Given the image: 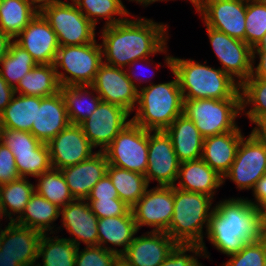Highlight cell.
I'll list each match as a JSON object with an SVG mask.
<instances>
[{"label": "cell", "instance_id": "14", "mask_svg": "<svg viewBox=\"0 0 266 266\" xmlns=\"http://www.w3.org/2000/svg\"><path fill=\"white\" fill-rule=\"evenodd\" d=\"M130 113L124 108L101 101L93 114L81 122L85 136L99 151L106 149L119 134V132L131 122ZM128 119V120H127Z\"/></svg>", "mask_w": 266, "mask_h": 266}, {"label": "cell", "instance_id": "48", "mask_svg": "<svg viewBox=\"0 0 266 266\" xmlns=\"http://www.w3.org/2000/svg\"><path fill=\"white\" fill-rule=\"evenodd\" d=\"M119 198L115 186L110 177L105 174L90 191L86 200Z\"/></svg>", "mask_w": 266, "mask_h": 266}, {"label": "cell", "instance_id": "40", "mask_svg": "<svg viewBox=\"0 0 266 266\" xmlns=\"http://www.w3.org/2000/svg\"><path fill=\"white\" fill-rule=\"evenodd\" d=\"M16 169L20 177H38L52 169L50 151L46 143H42L32 153L13 154Z\"/></svg>", "mask_w": 266, "mask_h": 266}, {"label": "cell", "instance_id": "23", "mask_svg": "<svg viewBox=\"0 0 266 266\" xmlns=\"http://www.w3.org/2000/svg\"><path fill=\"white\" fill-rule=\"evenodd\" d=\"M41 236L42 233L38 230L8 222L4 228L0 250L18 259L20 266H35L38 262V245Z\"/></svg>", "mask_w": 266, "mask_h": 266}, {"label": "cell", "instance_id": "44", "mask_svg": "<svg viewBox=\"0 0 266 266\" xmlns=\"http://www.w3.org/2000/svg\"><path fill=\"white\" fill-rule=\"evenodd\" d=\"M198 257L205 258L200 244L177 243L159 266H203Z\"/></svg>", "mask_w": 266, "mask_h": 266}, {"label": "cell", "instance_id": "25", "mask_svg": "<svg viewBox=\"0 0 266 266\" xmlns=\"http://www.w3.org/2000/svg\"><path fill=\"white\" fill-rule=\"evenodd\" d=\"M243 134L242 131H228L204 138L201 159L223 177L235 160Z\"/></svg>", "mask_w": 266, "mask_h": 266}, {"label": "cell", "instance_id": "31", "mask_svg": "<svg viewBox=\"0 0 266 266\" xmlns=\"http://www.w3.org/2000/svg\"><path fill=\"white\" fill-rule=\"evenodd\" d=\"M43 97L16 94L0 114V127L30 132Z\"/></svg>", "mask_w": 266, "mask_h": 266}, {"label": "cell", "instance_id": "47", "mask_svg": "<svg viewBox=\"0 0 266 266\" xmlns=\"http://www.w3.org/2000/svg\"><path fill=\"white\" fill-rule=\"evenodd\" d=\"M20 178L11 150L0 142V186Z\"/></svg>", "mask_w": 266, "mask_h": 266}, {"label": "cell", "instance_id": "34", "mask_svg": "<svg viewBox=\"0 0 266 266\" xmlns=\"http://www.w3.org/2000/svg\"><path fill=\"white\" fill-rule=\"evenodd\" d=\"M106 174L115 186L119 199L130 208L139 201L149 187L145 175L138 172L108 164Z\"/></svg>", "mask_w": 266, "mask_h": 266}, {"label": "cell", "instance_id": "13", "mask_svg": "<svg viewBox=\"0 0 266 266\" xmlns=\"http://www.w3.org/2000/svg\"><path fill=\"white\" fill-rule=\"evenodd\" d=\"M194 8L205 26L245 42L246 0H199Z\"/></svg>", "mask_w": 266, "mask_h": 266}, {"label": "cell", "instance_id": "41", "mask_svg": "<svg viewBox=\"0 0 266 266\" xmlns=\"http://www.w3.org/2000/svg\"><path fill=\"white\" fill-rule=\"evenodd\" d=\"M245 43L253 48L266 33V2L246 0Z\"/></svg>", "mask_w": 266, "mask_h": 266}, {"label": "cell", "instance_id": "21", "mask_svg": "<svg viewBox=\"0 0 266 266\" xmlns=\"http://www.w3.org/2000/svg\"><path fill=\"white\" fill-rule=\"evenodd\" d=\"M107 166L104 152L98 150L90 158L61 169L74 199H87L93 186L106 174Z\"/></svg>", "mask_w": 266, "mask_h": 266}, {"label": "cell", "instance_id": "51", "mask_svg": "<svg viewBox=\"0 0 266 266\" xmlns=\"http://www.w3.org/2000/svg\"><path fill=\"white\" fill-rule=\"evenodd\" d=\"M257 56L259 62L255 66ZM249 78L266 79V53H253L252 75Z\"/></svg>", "mask_w": 266, "mask_h": 266}, {"label": "cell", "instance_id": "2", "mask_svg": "<svg viewBox=\"0 0 266 266\" xmlns=\"http://www.w3.org/2000/svg\"><path fill=\"white\" fill-rule=\"evenodd\" d=\"M206 234L222 254L238 253L247 243L263 236L262 211L247 197L222 199L214 206Z\"/></svg>", "mask_w": 266, "mask_h": 266}, {"label": "cell", "instance_id": "58", "mask_svg": "<svg viewBox=\"0 0 266 266\" xmlns=\"http://www.w3.org/2000/svg\"><path fill=\"white\" fill-rule=\"evenodd\" d=\"M130 1H135L138 4H141L143 7H147L148 5L155 3V2H160V1H169V0H128ZM172 1V0H171ZM174 1V0H173Z\"/></svg>", "mask_w": 266, "mask_h": 266}, {"label": "cell", "instance_id": "5", "mask_svg": "<svg viewBox=\"0 0 266 266\" xmlns=\"http://www.w3.org/2000/svg\"><path fill=\"white\" fill-rule=\"evenodd\" d=\"M213 202L214 198L209 195L184 191L174 186L173 215L166 232L176 243L200 244L208 259L210 254L203 239L214 210Z\"/></svg>", "mask_w": 266, "mask_h": 266}, {"label": "cell", "instance_id": "43", "mask_svg": "<svg viewBox=\"0 0 266 266\" xmlns=\"http://www.w3.org/2000/svg\"><path fill=\"white\" fill-rule=\"evenodd\" d=\"M0 142L7 146L13 154L32 153L42 142L32 133L0 127Z\"/></svg>", "mask_w": 266, "mask_h": 266}, {"label": "cell", "instance_id": "29", "mask_svg": "<svg viewBox=\"0 0 266 266\" xmlns=\"http://www.w3.org/2000/svg\"><path fill=\"white\" fill-rule=\"evenodd\" d=\"M60 83L53 64H37L19 81L15 94L49 97L60 92Z\"/></svg>", "mask_w": 266, "mask_h": 266}, {"label": "cell", "instance_id": "17", "mask_svg": "<svg viewBox=\"0 0 266 266\" xmlns=\"http://www.w3.org/2000/svg\"><path fill=\"white\" fill-rule=\"evenodd\" d=\"M53 169L61 170L90 158L96 152L80 125L69 124L47 143Z\"/></svg>", "mask_w": 266, "mask_h": 266}, {"label": "cell", "instance_id": "7", "mask_svg": "<svg viewBox=\"0 0 266 266\" xmlns=\"http://www.w3.org/2000/svg\"><path fill=\"white\" fill-rule=\"evenodd\" d=\"M102 63L101 44L94 41L84 45L60 46L53 65L60 86H91ZM59 68L65 71L60 72Z\"/></svg>", "mask_w": 266, "mask_h": 266}, {"label": "cell", "instance_id": "32", "mask_svg": "<svg viewBox=\"0 0 266 266\" xmlns=\"http://www.w3.org/2000/svg\"><path fill=\"white\" fill-rule=\"evenodd\" d=\"M34 192L35 185L27 178L23 177L8 184L1 185L0 210L3 218L5 217V219H9L10 222H15L22 215ZM12 215L14 217H12Z\"/></svg>", "mask_w": 266, "mask_h": 266}, {"label": "cell", "instance_id": "16", "mask_svg": "<svg viewBox=\"0 0 266 266\" xmlns=\"http://www.w3.org/2000/svg\"><path fill=\"white\" fill-rule=\"evenodd\" d=\"M104 102L118 105L130 114L138 102V89L128 78L125 69L102 63L91 85Z\"/></svg>", "mask_w": 266, "mask_h": 266}, {"label": "cell", "instance_id": "53", "mask_svg": "<svg viewBox=\"0 0 266 266\" xmlns=\"http://www.w3.org/2000/svg\"><path fill=\"white\" fill-rule=\"evenodd\" d=\"M251 134L259 141L266 144V115L259 116L254 122Z\"/></svg>", "mask_w": 266, "mask_h": 266}, {"label": "cell", "instance_id": "10", "mask_svg": "<svg viewBox=\"0 0 266 266\" xmlns=\"http://www.w3.org/2000/svg\"><path fill=\"white\" fill-rule=\"evenodd\" d=\"M266 175V144L251 133L239 143L235 160L223 176V183L230 179L238 190H253L257 181Z\"/></svg>", "mask_w": 266, "mask_h": 266}, {"label": "cell", "instance_id": "52", "mask_svg": "<svg viewBox=\"0 0 266 266\" xmlns=\"http://www.w3.org/2000/svg\"><path fill=\"white\" fill-rule=\"evenodd\" d=\"M146 62V65H147V63H148V66H149V64H150V61H152L153 62V60L152 59H149V58H145V59H138V60H135V61H133V62H131L129 65H128V67L127 68H125L126 70V73H127V76H128V78L131 80V82L135 85V87L137 88V89H140V86H139V84L141 85V83L140 82H142V83H147V81L149 82V80L150 79H148L147 80V78L146 79H144L143 77H142V75H141V78L139 77V79L137 78L138 77V75L136 74V71H134V69H135V67L134 66H136L137 64L139 65V63H143V62ZM132 67V68H131ZM136 70V69H135ZM143 74V73H142ZM154 74V73H153ZM149 78V77H148ZM152 78H153V76H152ZM142 79V80H141ZM135 81H137V82H139L138 84L136 83L135 84ZM138 85V86H137ZM139 87V88H138Z\"/></svg>", "mask_w": 266, "mask_h": 266}, {"label": "cell", "instance_id": "54", "mask_svg": "<svg viewBox=\"0 0 266 266\" xmlns=\"http://www.w3.org/2000/svg\"><path fill=\"white\" fill-rule=\"evenodd\" d=\"M13 41L10 36L0 30V60L9 52L10 45Z\"/></svg>", "mask_w": 266, "mask_h": 266}, {"label": "cell", "instance_id": "36", "mask_svg": "<svg viewBox=\"0 0 266 266\" xmlns=\"http://www.w3.org/2000/svg\"><path fill=\"white\" fill-rule=\"evenodd\" d=\"M73 2L94 26H97L101 19L106 20L103 27L112 26L125 21L131 14L122 0H73Z\"/></svg>", "mask_w": 266, "mask_h": 266}, {"label": "cell", "instance_id": "22", "mask_svg": "<svg viewBox=\"0 0 266 266\" xmlns=\"http://www.w3.org/2000/svg\"><path fill=\"white\" fill-rule=\"evenodd\" d=\"M70 124L64 99L60 92L43 97L37 104L36 121L30 133L42 143H48Z\"/></svg>", "mask_w": 266, "mask_h": 266}, {"label": "cell", "instance_id": "42", "mask_svg": "<svg viewBox=\"0 0 266 266\" xmlns=\"http://www.w3.org/2000/svg\"><path fill=\"white\" fill-rule=\"evenodd\" d=\"M230 259L221 266H266V238L247 243L238 253L229 255Z\"/></svg>", "mask_w": 266, "mask_h": 266}, {"label": "cell", "instance_id": "6", "mask_svg": "<svg viewBox=\"0 0 266 266\" xmlns=\"http://www.w3.org/2000/svg\"><path fill=\"white\" fill-rule=\"evenodd\" d=\"M183 114L204 138L242 131L236 124V118L243 115L241 99H184Z\"/></svg>", "mask_w": 266, "mask_h": 266}, {"label": "cell", "instance_id": "24", "mask_svg": "<svg viewBox=\"0 0 266 266\" xmlns=\"http://www.w3.org/2000/svg\"><path fill=\"white\" fill-rule=\"evenodd\" d=\"M177 181L174 186L190 192H198L214 198L223 185V177L201 158L180 163Z\"/></svg>", "mask_w": 266, "mask_h": 266}, {"label": "cell", "instance_id": "55", "mask_svg": "<svg viewBox=\"0 0 266 266\" xmlns=\"http://www.w3.org/2000/svg\"><path fill=\"white\" fill-rule=\"evenodd\" d=\"M32 5L40 12L44 7L62 3V0H30Z\"/></svg>", "mask_w": 266, "mask_h": 266}, {"label": "cell", "instance_id": "62", "mask_svg": "<svg viewBox=\"0 0 266 266\" xmlns=\"http://www.w3.org/2000/svg\"><path fill=\"white\" fill-rule=\"evenodd\" d=\"M189 1L192 3L193 6H195L199 2V0H189Z\"/></svg>", "mask_w": 266, "mask_h": 266}, {"label": "cell", "instance_id": "63", "mask_svg": "<svg viewBox=\"0 0 266 266\" xmlns=\"http://www.w3.org/2000/svg\"><path fill=\"white\" fill-rule=\"evenodd\" d=\"M0 219L3 220V216H2V213H1V210H0ZM0 220V221H1ZM1 225V224H0Z\"/></svg>", "mask_w": 266, "mask_h": 266}, {"label": "cell", "instance_id": "18", "mask_svg": "<svg viewBox=\"0 0 266 266\" xmlns=\"http://www.w3.org/2000/svg\"><path fill=\"white\" fill-rule=\"evenodd\" d=\"M14 41L25 49L37 64H54L60 47L56 33L40 12Z\"/></svg>", "mask_w": 266, "mask_h": 266}, {"label": "cell", "instance_id": "39", "mask_svg": "<svg viewBox=\"0 0 266 266\" xmlns=\"http://www.w3.org/2000/svg\"><path fill=\"white\" fill-rule=\"evenodd\" d=\"M240 92L242 113L251 123L266 115V79L248 78L240 85ZM247 106H250L249 110Z\"/></svg>", "mask_w": 266, "mask_h": 266}, {"label": "cell", "instance_id": "49", "mask_svg": "<svg viewBox=\"0 0 266 266\" xmlns=\"http://www.w3.org/2000/svg\"><path fill=\"white\" fill-rule=\"evenodd\" d=\"M252 193L254 201L248 199L249 202L263 212L266 209V175L257 181Z\"/></svg>", "mask_w": 266, "mask_h": 266}, {"label": "cell", "instance_id": "60", "mask_svg": "<svg viewBox=\"0 0 266 266\" xmlns=\"http://www.w3.org/2000/svg\"><path fill=\"white\" fill-rule=\"evenodd\" d=\"M263 237L266 238V209L262 212Z\"/></svg>", "mask_w": 266, "mask_h": 266}, {"label": "cell", "instance_id": "9", "mask_svg": "<svg viewBox=\"0 0 266 266\" xmlns=\"http://www.w3.org/2000/svg\"><path fill=\"white\" fill-rule=\"evenodd\" d=\"M103 152L109 165L145 175L148 167V130L131 121Z\"/></svg>", "mask_w": 266, "mask_h": 266}, {"label": "cell", "instance_id": "37", "mask_svg": "<svg viewBox=\"0 0 266 266\" xmlns=\"http://www.w3.org/2000/svg\"><path fill=\"white\" fill-rule=\"evenodd\" d=\"M36 65L32 56L13 41L9 52L0 60V75L15 88L25 74Z\"/></svg>", "mask_w": 266, "mask_h": 266}, {"label": "cell", "instance_id": "46", "mask_svg": "<svg viewBox=\"0 0 266 266\" xmlns=\"http://www.w3.org/2000/svg\"><path fill=\"white\" fill-rule=\"evenodd\" d=\"M98 219L128 215L132 210L119 198L86 200Z\"/></svg>", "mask_w": 266, "mask_h": 266}, {"label": "cell", "instance_id": "11", "mask_svg": "<svg viewBox=\"0 0 266 266\" xmlns=\"http://www.w3.org/2000/svg\"><path fill=\"white\" fill-rule=\"evenodd\" d=\"M207 35L220 67L241 85L252 75L253 52L244 41L206 26Z\"/></svg>", "mask_w": 266, "mask_h": 266}, {"label": "cell", "instance_id": "59", "mask_svg": "<svg viewBox=\"0 0 266 266\" xmlns=\"http://www.w3.org/2000/svg\"><path fill=\"white\" fill-rule=\"evenodd\" d=\"M114 266H132V265L127 263L123 258L119 256L118 259L115 261Z\"/></svg>", "mask_w": 266, "mask_h": 266}, {"label": "cell", "instance_id": "33", "mask_svg": "<svg viewBox=\"0 0 266 266\" xmlns=\"http://www.w3.org/2000/svg\"><path fill=\"white\" fill-rule=\"evenodd\" d=\"M38 12L30 0H0V30L14 40Z\"/></svg>", "mask_w": 266, "mask_h": 266}, {"label": "cell", "instance_id": "28", "mask_svg": "<svg viewBox=\"0 0 266 266\" xmlns=\"http://www.w3.org/2000/svg\"><path fill=\"white\" fill-rule=\"evenodd\" d=\"M59 217L60 208L35 191L31 195L22 215L15 221V223L38 230L42 234H48L49 231L50 234H55L58 232L53 229V223Z\"/></svg>", "mask_w": 266, "mask_h": 266}, {"label": "cell", "instance_id": "3", "mask_svg": "<svg viewBox=\"0 0 266 266\" xmlns=\"http://www.w3.org/2000/svg\"><path fill=\"white\" fill-rule=\"evenodd\" d=\"M165 55L164 63L175 79L138 89L136 113L131 121L148 131H165L183 113L184 99L175 72L171 69L173 56Z\"/></svg>", "mask_w": 266, "mask_h": 266}, {"label": "cell", "instance_id": "12", "mask_svg": "<svg viewBox=\"0 0 266 266\" xmlns=\"http://www.w3.org/2000/svg\"><path fill=\"white\" fill-rule=\"evenodd\" d=\"M174 209V186L147 187L144 195L131 208L137 230L153 227V232H167Z\"/></svg>", "mask_w": 266, "mask_h": 266}, {"label": "cell", "instance_id": "26", "mask_svg": "<svg viewBox=\"0 0 266 266\" xmlns=\"http://www.w3.org/2000/svg\"><path fill=\"white\" fill-rule=\"evenodd\" d=\"M165 132L180 163L201 158L204 137L185 114L179 115Z\"/></svg>", "mask_w": 266, "mask_h": 266}, {"label": "cell", "instance_id": "61", "mask_svg": "<svg viewBox=\"0 0 266 266\" xmlns=\"http://www.w3.org/2000/svg\"><path fill=\"white\" fill-rule=\"evenodd\" d=\"M3 234H4V228L1 229V226H0V247L2 246Z\"/></svg>", "mask_w": 266, "mask_h": 266}, {"label": "cell", "instance_id": "38", "mask_svg": "<svg viewBox=\"0 0 266 266\" xmlns=\"http://www.w3.org/2000/svg\"><path fill=\"white\" fill-rule=\"evenodd\" d=\"M36 178L35 191L60 209L74 200L61 170L52 168Z\"/></svg>", "mask_w": 266, "mask_h": 266}, {"label": "cell", "instance_id": "57", "mask_svg": "<svg viewBox=\"0 0 266 266\" xmlns=\"http://www.w3.org/2000/svg\"><path fill=\"white\" fill-rule=\"evenodd\" d=\"M253 53H266V33L260 41L252 48Z\"/></svg>", "mask_w": 266, "mask_h": 266}, {"label": "cell", "instance_id": "45", "mask_svg": "<svg viewBox=\"0 0 266 266\" xmlns=\"http://www.w3.org/2000/svg\"><path fill=\"white\" fill-rule=\"evenodd\" d=\"M76 251L75 266H114L119 255L101 246H88Z\"/></svg>", "mask_w": 266, "mask_h": 266}, {"label": "cell", "instance_id": "19", "mask_svg": "<svg viewBox=\"0 0 266 266\" xmlns=\"http://www.w3.org/2000/svg\"><path fill=\"white\" fill-rule=\"evenodd\" d=\"M62 216L61 227L73 237L67 238L74 245L80 247V243L88 246H98V218L90 209L86 199H74L60 209Z\"/></svg>", "mask_w": 266, "mask_h": 266}, {"label": "cell", "instance_id": "1", "mask_svg": "<svg viewBox=\"0 0 266 266\" xmlns=\"http://www.w3.org/2000/svg\"><path fill=\"white\" fill-rule=\"evenodd\" d=\"M168 24L145 17H129L101 29L103 63L125 69L138 59L167 53Z\"/></svg>", "mask_w": 266, "mask_h": 266}, {"label": "cell", "instance_id": "20", "mask_svg": "<svg viewBox=\"0 0 266 266\" xmlns=\"http://www.w3.org/2000/svg\"><path fill=\"white\" fill-rule=\"evenodd\" d=\"M176 244L166 232L148 231L135 236L120 257L132 266H159Z\"/></svg>", "mask_w": 266, "mask_h": 266}, {"label": "cell", "instance_id": "27", "mask_svg": "<svg viewBox=\"0 0 266 266\" xmlns=\"http://www.w3.org/2000/svg\"><path fill=\"white\" fill-rule=\"evenodd\" d=\"M97 229L98 246L110 250L119 256L128 248L135 234L138 233L132 211L128 215L98 219ZM110 244L111 246H109ZM116 247L122 248L118 249Z\"/></svg>", "mask_w": 266, "mask_h": 266}, {"label": "cell", "instance_id": "50", "mask_svg": "<svg viewBox=\"0 0 266 266\" xmlns=\"http://www.w3.org/2000/svg\"><path fill=\"white\" fill-rule=\"evenodd\" d=\"M15 95L14 87L10 86L0 75V114L4 111Z\"/></svg>", "mask_w": 266, "mask_h": 266}, {"label": "cell", "instance_id": "8", "mask_svg": "<svg viewBox=\"0 0 266 266\" xmlns=\"http://www.w3.org/2000/svg\"><path fill=\"white\" fill-rule=\"evenodd\" d=\"M40 13L56 33L60 46L84 45L96 41V26L73 1L46 6Z\"/></svg>", "mask_w": 266, "mask_h": 266}, {"label": "cell", "instance_id": "4", "mask_svg": "<svg viewBox=\"0 0 266 266\" xmlns=\"http://www.w3.org/2000/svg\"><path fill=\"white\" fill-rule=\"evenodd\" d=\"M192 59L172 57L183 99H241L240 85L220 67L213 68Z\"/></svg>", "mask_w": 266, "mask_h": 266}, {"label": "cell", "instance_id": "15", "mask_svg": "<svg viewBox=\"0 0 266 266\" xmlns=\"http://www.w3.org/2000/svg\"><path fill=\"white\" fill-rule=\"evenodd\" d=\"M180 162L170 137L165 131H148L147 184L157 181V186H174L177 183Z\"/></svg>", "mask_w": 266, "mask_h": 266}, {"label": "cell", "instance_id": "56", "mask_svg": "<svg viewBox=\"0 0 266 266\" xmlns=\"http://www.w3.org/2000/svg\"><path fill=\"white\" fill-rule=\"evenodd\" d=\"M0 266H20V265L18 264V259H14L9 255L4 254L3 251L0 250Z\"/></svg>", "mask_w": 266, "mask_h": 266}, {"label": "cell", "instance_id": "30", "mask_svg": "<svg viewBox=\"0 0 266 266\" xmlns=\"http://www.w3.org/2000/svg\"><path fill=\"white\" fill-rule=\"evenodd\" d=\"M94 92H96L94 88L88 85L60 87L70 124L79 125L93 114L102 101Z\"/></svg>", "mask_w": 266, "mask_h": 266}, {"label": "cell", "instance_id": "35", "mask_svg": "<svg viewBox=\"0 0 266 266\" xmlns=\"http://www.w3.org/2000/svg\"><path fill=\"white\" fill-rule=\"evenodd\" d=\"M42 234L38 245V259L43 266H75L77 246L69 239ZM37 262V266H41Z\"/></svg>", "mask_w": 266, "mask_h": 266}]
</instances>
